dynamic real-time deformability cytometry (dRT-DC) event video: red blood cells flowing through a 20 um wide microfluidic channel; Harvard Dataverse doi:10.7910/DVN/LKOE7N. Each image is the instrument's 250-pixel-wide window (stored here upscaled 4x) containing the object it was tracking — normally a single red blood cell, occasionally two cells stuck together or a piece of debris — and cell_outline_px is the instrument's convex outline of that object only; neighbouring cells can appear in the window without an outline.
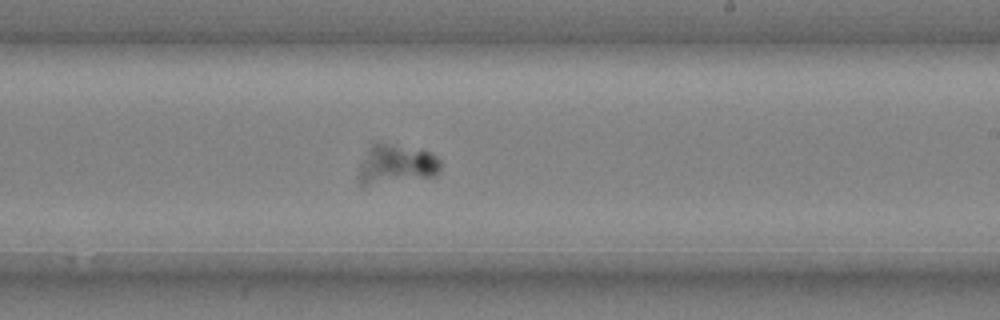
{"species": "common noctule bat (a hibernating species)", "species_latin": "Nyctalus noctula", "temperature_condition": "cold", "stored_images_in_passage": 36, "camera_frame_rate_fps": 3000, "um_per_image_px": 0.085, "animal": {"sex": "male", "body_mass_g": 20.4}, "frame": {"image": 1, "passage_image": 16, "time_ms": 5.0, "image_size_px": [1000, 320], "cell_outline_px": [[440, 172], [436, 176], [360, 188], [360, 168], [368, 148], [372, 144], [384, 144], [428, 152], [436, 156], [440, 160]], "centroid_in_image_um": [33.68, 14.05], "position_along_channel_um": 255.3, "area_um2": 18.61}}